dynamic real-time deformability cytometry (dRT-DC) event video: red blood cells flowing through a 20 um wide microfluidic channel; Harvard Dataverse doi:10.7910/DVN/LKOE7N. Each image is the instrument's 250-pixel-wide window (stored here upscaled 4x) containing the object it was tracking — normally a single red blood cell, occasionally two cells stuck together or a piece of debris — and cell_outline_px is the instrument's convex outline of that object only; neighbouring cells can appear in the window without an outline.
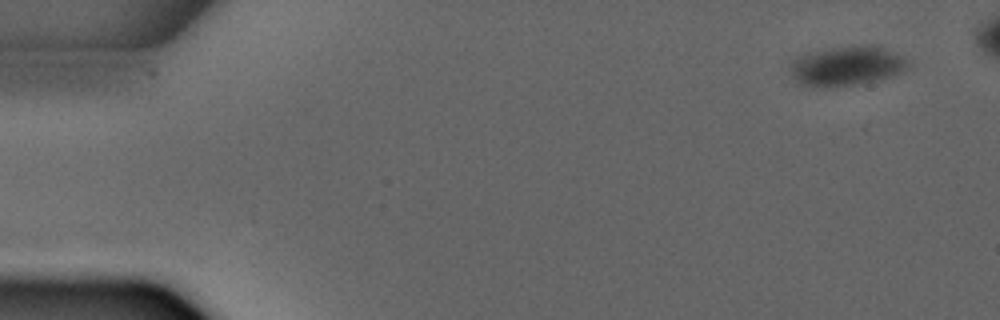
{"species": "common noctule bat (a hibernating species)", "species_latin": "Nyctalus noctula", "temperature_condition": "warm", "stored_images_in_passage": 2, "camera_frame_rate_fps": 3000, "um_per_image_px": 0.085, "animal": {"sex": "male", "forearm_length_mm": 52.5}, "frame": {"image": 1, "passage_image": 1, "time_ms": 0.0, "image_size_px": [1000, 320], "cell_outline_px": [[912, 64], [908, 68], [892, 76], [876, 80], [856, 84], [832, 88], [812, 88], [796, 84], [792, 76], [792, 60], [796, 56], [808, 52], [828, 48], [860, 44], [876, 44], [900, 56]], "centroid_in_image_um": [71.92, 5.61], "position_along_channel_um": 13.1, "area_um2": 27.8}}